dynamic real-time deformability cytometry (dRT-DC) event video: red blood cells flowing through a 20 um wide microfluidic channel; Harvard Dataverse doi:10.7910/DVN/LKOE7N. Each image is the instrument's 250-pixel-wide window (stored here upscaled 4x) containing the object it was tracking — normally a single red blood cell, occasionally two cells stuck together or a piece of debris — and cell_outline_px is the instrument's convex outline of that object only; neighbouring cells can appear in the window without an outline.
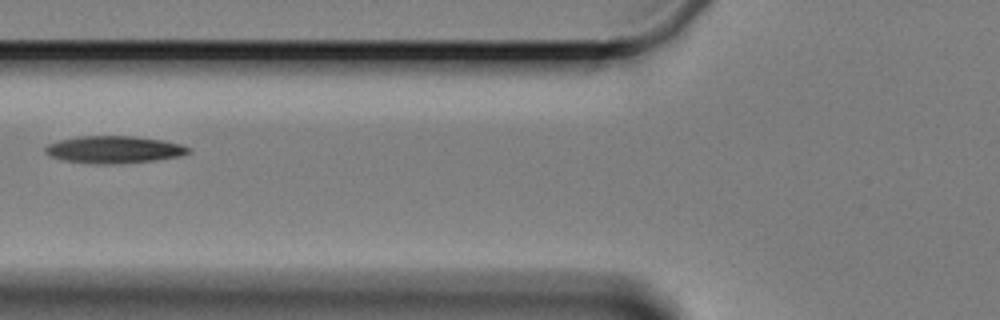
{"species": "Egyptian fruit bat (a non-hibernating species)", "species_latin": "Rousettus aegyptiacus", "temperature_condition": "cold", "stored_images_in_passage": 6, "camera_frame_rate_fps": 3000, "um_per_image_px": 0.085, "animal": {"sex": "female"}, "frame": {"image": 1, "passage_image": 6, "time_ms": 6.667, "image_size_px": [1000, 320], "cell_outline_px": [[192, 152], [180, 156], [152, 160], [108, 164], [96, 164], [64, 160], [48, 156], [44, 152], [44, 148], [48, 144], [60, 140], [80, 136], [132, 136], [164, 140], [180, 144], [192, 148]], "centroid_in_image_um": [9.69, 12.71], "position_along_channel_um": 116.1, "area_um2": 22.66}}